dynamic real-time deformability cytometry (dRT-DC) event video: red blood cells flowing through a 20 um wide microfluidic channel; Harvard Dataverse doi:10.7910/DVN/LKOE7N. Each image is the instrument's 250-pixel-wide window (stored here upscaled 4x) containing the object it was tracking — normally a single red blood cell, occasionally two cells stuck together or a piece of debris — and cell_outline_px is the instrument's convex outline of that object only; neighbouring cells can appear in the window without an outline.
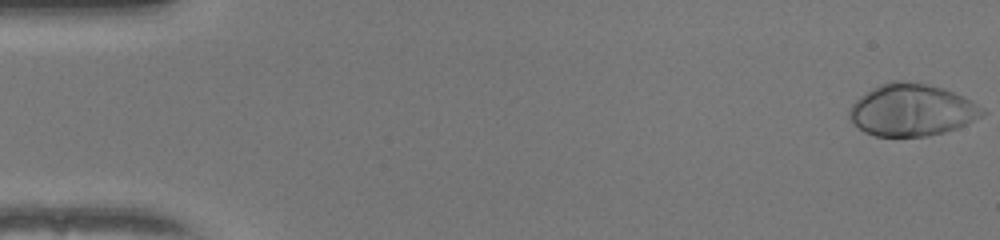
{"species": "human", "species_latin": "Homo sapiens", "temperature_condition": "warm", "stored_images_in_passage": 52, "camera_frame_rate_fps": 3000, "um_per_image_px": 0.085, "donor": {"sex": "female"}, "frame": {"image": 1, "passage_image": 1, "time_ms": 0.0, "image_size_px": [1000, 240], "cell_outline_px": [[968, 120], [964, 124], [956, 128], [924, 136], [876, 136], [860, 128], [852, 120], [852, 108], [856, 100], [868, 92], [884, 84], [924, 84], [940, 88], [952, 92], [968, 100]], "centroid_in_image_um": [77.3, 9.4], "position_along_channel_um": 7.7, "area_um2": 36.3}}
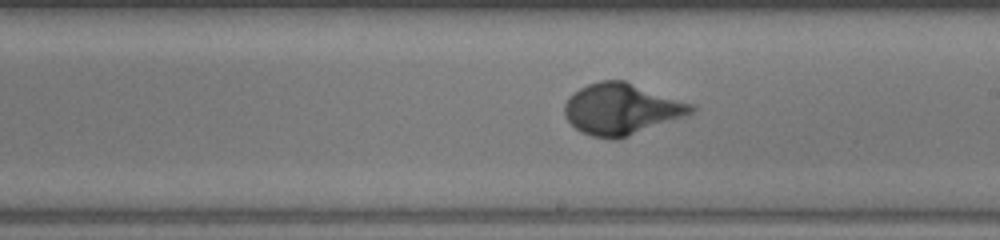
{"frame": {"image": 2, "passage_image": 30, "time_ms": 9.667, "image_size_px": [1000, 240], "cell_outline_px": [[696, 108], [692, 112], [624, 136], [592, 136], [576, 128], [568, 120], [564, 112], [564, 104], [580, 88], [588, 84], [600, 80], [624, 80], [692, 104]], "centroid_in_image_um": [52.78, 9.21], "position_along_channel_um": 236.2, "area_um2": 36.01}}
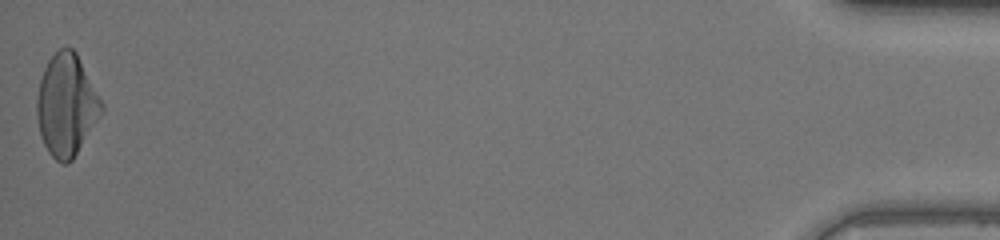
{"frame": {"image": 3, "passage_image": 52, "time_ms": 17.0, "image_size_px": [1000, 240], "cell_outline_px": [[104, 108], [72, 160], [68, 164], [60, 164], [48, 152], [40, 136], [36, 116], [36, 100], [40, 80], [44, 68], [48, 60], [60, 48], [72, 48], [76, 52], [104, 104]], "centroid_in_image_um": [5.62, 8.94], "position_along_channel_um": 429.6, "area_um2": 38.15}, "authors_computed_cell_mechanics": {"area_um2": 36.2406, "velocity_mm_per_s": 4.0001, "shape_relaxation_time_tau1_ms": 3.436, "shape_relaxation_time_tau2_ms": null, "deformation_change_tau1": 0.2385, "deformation_change_tau2": null}}